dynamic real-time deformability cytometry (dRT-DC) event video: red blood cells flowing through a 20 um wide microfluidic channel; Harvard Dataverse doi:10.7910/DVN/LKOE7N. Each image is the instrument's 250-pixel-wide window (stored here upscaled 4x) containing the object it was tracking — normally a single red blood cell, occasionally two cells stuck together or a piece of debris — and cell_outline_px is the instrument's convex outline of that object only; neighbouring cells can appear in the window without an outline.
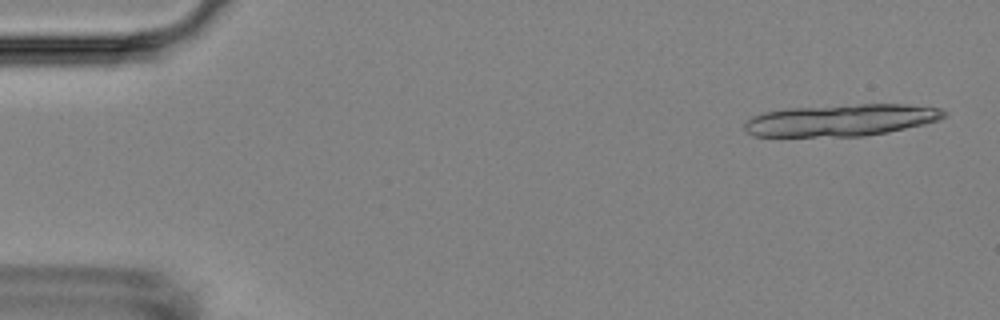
{"species": "Egyptian fruit bat (a non-hibernating species)", "species_latin": "Rousettus aegyptiacus", "temperature_condition": "room temperature", "stored_images_in_passage": 6, "camera_frame_rate_fps": 3000, "um_per_image_px": 0.085, "animal": {"sex": "female"}, "frame": {"image": 1, "passage_image": 1, "time_ms": 0.0, "image_size_px": [1000, 320], "cell_outline_px": [[948, 112], [940, 120], [924, 124], [888, 132], [864, 136], [752, 136], [744, 128], [744, 124], [752, 116], [764, 112], [784, 108], [860, 104], [908, 104], [940, 108]], "centroid_in_image_um": [71.51, 10.2], "position_along_channel_um": 13.5, "area_um2": 37.17}}